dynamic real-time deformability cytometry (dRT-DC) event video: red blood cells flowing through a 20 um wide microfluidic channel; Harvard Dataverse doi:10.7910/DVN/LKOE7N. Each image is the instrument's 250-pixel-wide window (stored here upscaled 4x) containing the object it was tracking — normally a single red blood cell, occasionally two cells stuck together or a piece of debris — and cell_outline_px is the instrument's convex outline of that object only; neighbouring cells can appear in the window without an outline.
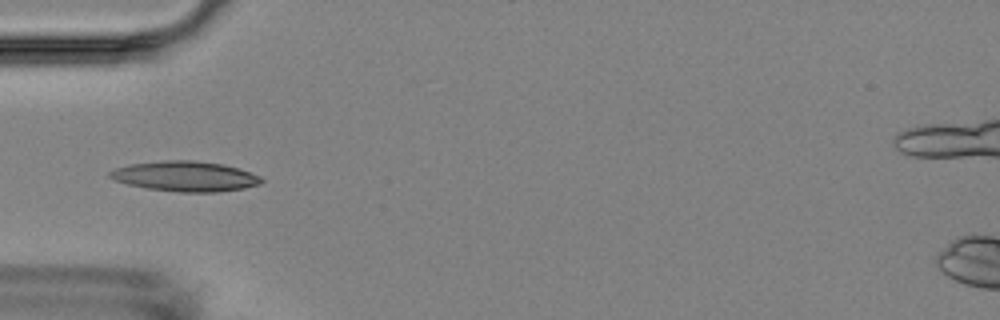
{"species": "Egyptian fruit bat (a non-hibernating species)", "species_latin": "Rousettus aegyptiacus", "temperature_condition": "room temperature", "stored_images_in_passage": 6, "camera_frame_rate_fps": 3000, "um_per_image_px": 0.085, "animal": {"sex": "female"}, "frame": {"image": 1, "passage_image": 4, "time_ms": 4.0, "image_size_px": [1000, 320], "cell_outline_px": [[264, 180], [260, 184], [244, 188], [216, 192], [176, 192], [148, 188], [128, 184], [116, 180], [108, 176], [108, 172], [116, 168], [128, 164], [164, 160], [192, 160], [224, 164], [260, 176]], "centroid_in_image_um": [15.73, 14.98], "position_along_channel_um": 69.3, "area_um2": 26.53}}